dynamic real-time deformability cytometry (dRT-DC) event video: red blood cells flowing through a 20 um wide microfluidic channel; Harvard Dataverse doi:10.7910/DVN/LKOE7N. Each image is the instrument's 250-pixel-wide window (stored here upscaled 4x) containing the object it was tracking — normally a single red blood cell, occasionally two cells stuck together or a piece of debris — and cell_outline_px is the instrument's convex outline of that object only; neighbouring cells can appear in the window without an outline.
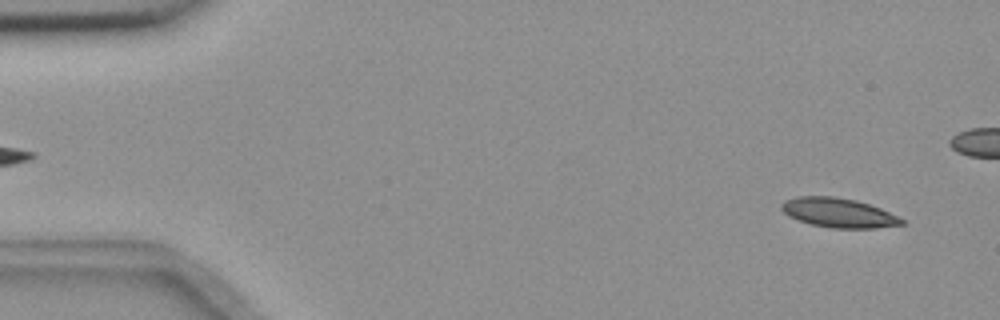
{"species": "common noctule bat (a hibernating species)", "species_latin": "Nyctalus noctula", "temperature_condition": "room temperature", "stored_images_in_passage": 54, "camera_frame_rate_fps": 3000, "um_per_image_px": 0.085, "animal": {"sex": "female", "body_mass_g": 18.4}, "frame": {"image": 1, "passage_image": 1, "time_ms": 0.0, "image_size_px": [1000, 320], "cell_outline_px": [[900, 220], [896, 224], [820, 224], [804, 220], [788, 212], [784, 208], [796, 200], [848, 200], [864, 204], [876, 208]], "centroid_in_image_um": [71.31, 18.07], "position_along_channel_um": 13.7, "area_um2": 14.97}}
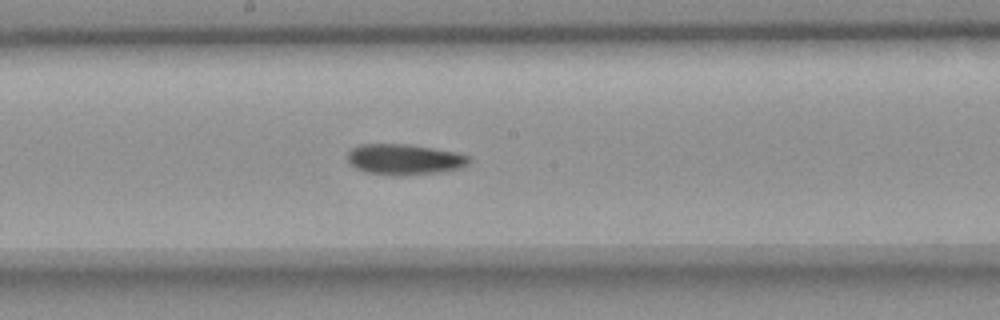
{"frame": {"image": 2, "passage_image": 27, "time_ms": 8.667, "image_size_px": [1000, 320], "cell_outline_px": [[464, 160], [456, 164], [428, 168], [368, 168], [360, 164], [352, 156], [356, 152], [364, 148], [412, 148], [460, 156]], "centroid_in_image_um": [34.32, 13.46], "position_along_channel_um": 213.9, "area_um2": 12.89}}
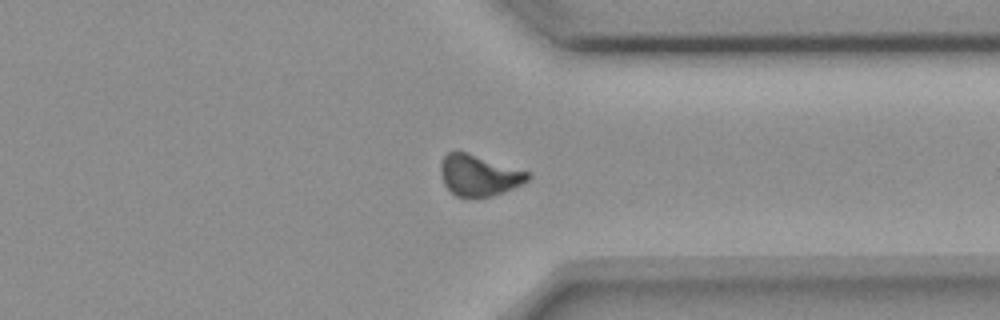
{"frame": {"image": 3, "passage_image": 40, "time_ms": 13.0, "image_size_px": [1000, 320], "cell_outline_px": [[528, 176], [524, 180], [504, 188], [492, 192], [476, 196], [464, 196], [456, 192], [448, 184], [444, 176], [444, 160], [448, 156], [460, 152], [524, 172]], "centroid_in_image_um": [40.66, 14.89], "position_along_channel_um": 370.7, "area_um2": 17.05}}